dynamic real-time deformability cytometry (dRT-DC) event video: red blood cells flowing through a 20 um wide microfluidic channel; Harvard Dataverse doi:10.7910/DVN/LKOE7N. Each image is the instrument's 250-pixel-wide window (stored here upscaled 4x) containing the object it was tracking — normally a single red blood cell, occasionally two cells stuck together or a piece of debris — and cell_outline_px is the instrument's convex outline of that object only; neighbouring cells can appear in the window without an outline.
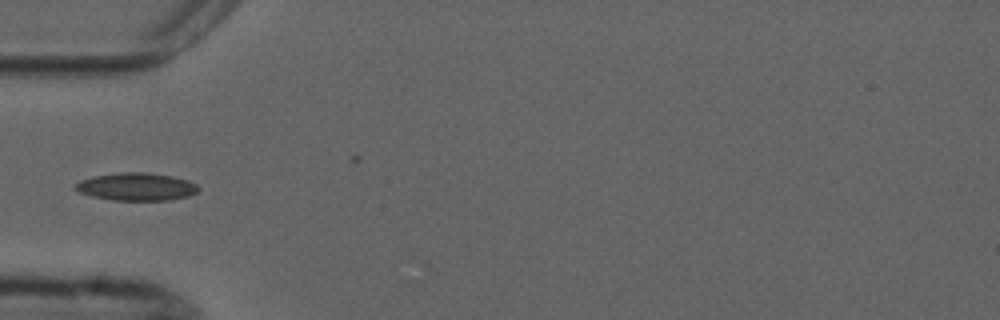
{"species": "common noctule bat (a hibernating species)", "species_latin": "Nyctalus noctula", "temperature_condition": "cold", "stored_images_in_passage": 6, "camera_frame_rate_fps": 3000, "um_per_image_px": 0.085, "animal": {"sex": "male", "forearm_length_mm": 52.5}, "frame": {"image": 1, "passage_image": 6, "time_ms": 5.667, "image_size_px": [1000, 320], "cell_outline_px": [[200, 188], [196, 192], [188, 196], [168, 200], [112, 200], [92, 196], [80, 192], [72, 188], [80, 180], [96, 176], [120, 172], [148, 172], [172, 176], [188, 180], [196, 184]], "centroid_in_image_um": [11.6, 15.86], "position_along_channel_um": 73.4, "area_um2": 19.83}}